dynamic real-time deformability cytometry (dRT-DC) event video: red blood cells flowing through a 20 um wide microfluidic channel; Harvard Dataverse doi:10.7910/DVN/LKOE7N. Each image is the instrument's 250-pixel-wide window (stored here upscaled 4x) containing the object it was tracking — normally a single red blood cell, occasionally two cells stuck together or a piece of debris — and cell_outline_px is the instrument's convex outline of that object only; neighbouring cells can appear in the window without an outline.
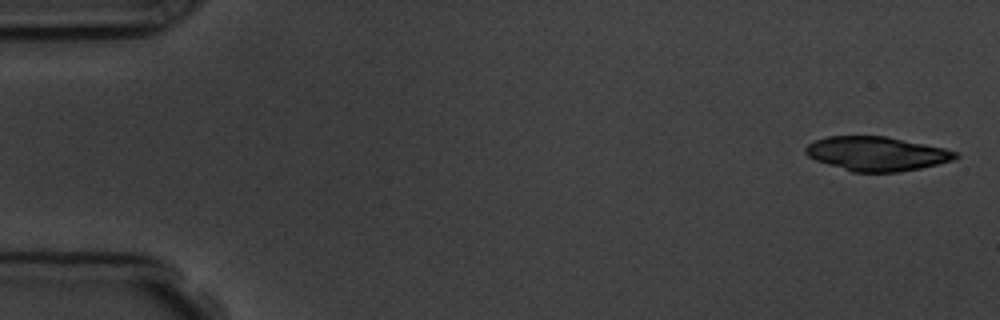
{"species": "common noctule bat (a hibernating species)", "species_latin": "Nyctalus noctula", "temperature_condition": "room temperature", "stored_images_in_passage": 5, "camera_frame_rate_fps": 3000, "um_per_image_px": 0.085, "animal": {"sex": "male", "body_mass_g": 19.5, "forearm_length_mm": 54.6}, "frame": {"image": 1, "passage_image": 1, "time_ms": 0.0, "image_size_px": [1000, 320], "cell_outline_px": [[960, 156], [952, 160], [920, 168], [896, 172], [852, 172], [816, 160], [808, 156], [804, 152], [804, 148], [808, 144], [816, 140], [828, 136], [884, 136], [944, 148], [960, 152]], "centroid_in_image_um": [74.51, 13.06], "position_along_channel_um": 10.5, "area_um2": 29.65}}
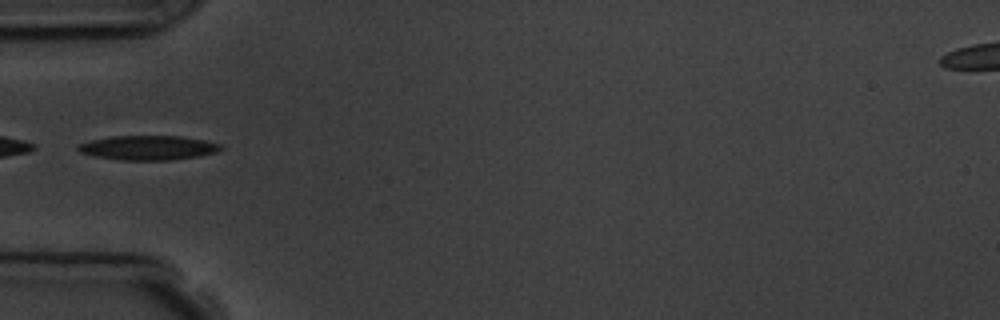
{"frame": {"image": 2, "passage_image": 5, "time_ms": 5.333, "image_size_px": [1000, 320], "cell_outline_px": [[224, 148], [216, 152], [200, 156], [172, 160], [120, 160], [96, 156], [80, 152], [76, 148], [80, 144], [92, 140], [112, 136], [180, 136], [204, 140], [220, 144]], "centroid_in_image_um": [12.63, 12.56], "position_along_channel_um": 72.4, "area_um2": 20.23}}